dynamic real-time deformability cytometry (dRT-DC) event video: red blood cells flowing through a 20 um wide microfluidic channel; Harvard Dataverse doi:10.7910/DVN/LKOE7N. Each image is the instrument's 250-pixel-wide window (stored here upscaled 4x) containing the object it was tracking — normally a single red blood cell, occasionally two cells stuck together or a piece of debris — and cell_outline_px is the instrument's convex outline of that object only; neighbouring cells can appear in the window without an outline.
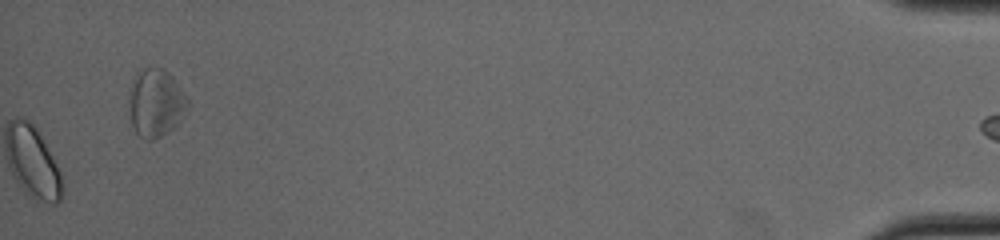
{"species": "common noctule bat (a hibernating species)", "species_latin": "Nyctalus noctula", "temperature_condition": "cold", "stored_images_in_passage": 34, "camera_frame_rate_fps": 3000, "um_per_image_px": 0.085, "animal": {"sex": "male", "body_mass_g": 19.0, "forearm_length_mm": 50.8}, "frame": {"image": 1, "passage_image": 34, "time_ms": 11.0, "image_size_px": [1000, 240], "cell_outline_px": [[188, 108], [180, 124], [168, 132], [152, 140], [144, 140], [136, 132], [132, 124], [132, 88], [136, 76], [144, 68], [160, 68], [168, 72], [172, 76], [184, 92], [188, 100]], "centroid_in_image_um": [13.33, 8.79], "position_along_channel_um": 421.9, "area_um2": 22.54}}